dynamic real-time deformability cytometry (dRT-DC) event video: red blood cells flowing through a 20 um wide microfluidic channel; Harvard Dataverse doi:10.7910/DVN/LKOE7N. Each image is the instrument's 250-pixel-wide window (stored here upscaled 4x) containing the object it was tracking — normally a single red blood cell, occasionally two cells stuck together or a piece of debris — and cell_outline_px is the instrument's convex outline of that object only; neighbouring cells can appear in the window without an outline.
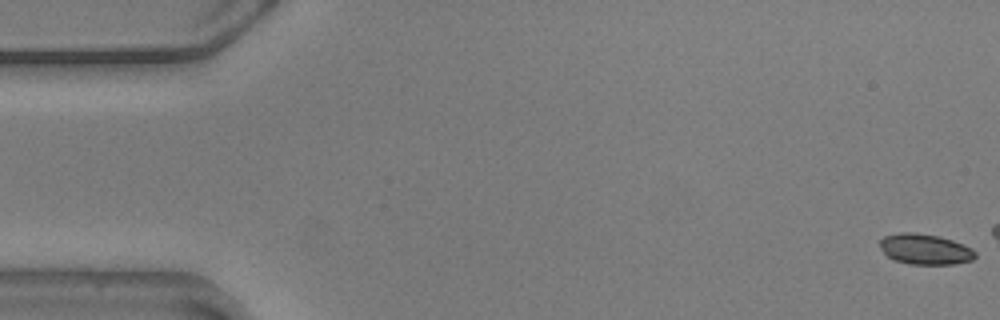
{"species": "common noctule bat (a hibernating species)", "species_latin": "Nyctalus noctula", "temperature_condition": "warm", "stored_images_in_passage": 12, "camera_frame_rate_fps": 3000, "um_per_image_px": 0.085, "animal": {"sex": "male", "body_mass_g": 20.5, "forearm_length_mm": 52.5}, "frame": {"image": 1, "passage_image": 1, "time_ms": 0.0, "image_size_px": [1000, 320], "cell_outline_px": [[976, 256], [972, 260], [952, 264], [912, 264], [892, 260], [880, 248], [880, 240], [884, 236], [900, 232], [916, 232], [940, 236], [952, 240], [972, 248], [976, 252]], "centroid_in_image_um": [78.62, 21.17], "position_along_channel_um": 6.4, "area_um2": 17.05}}